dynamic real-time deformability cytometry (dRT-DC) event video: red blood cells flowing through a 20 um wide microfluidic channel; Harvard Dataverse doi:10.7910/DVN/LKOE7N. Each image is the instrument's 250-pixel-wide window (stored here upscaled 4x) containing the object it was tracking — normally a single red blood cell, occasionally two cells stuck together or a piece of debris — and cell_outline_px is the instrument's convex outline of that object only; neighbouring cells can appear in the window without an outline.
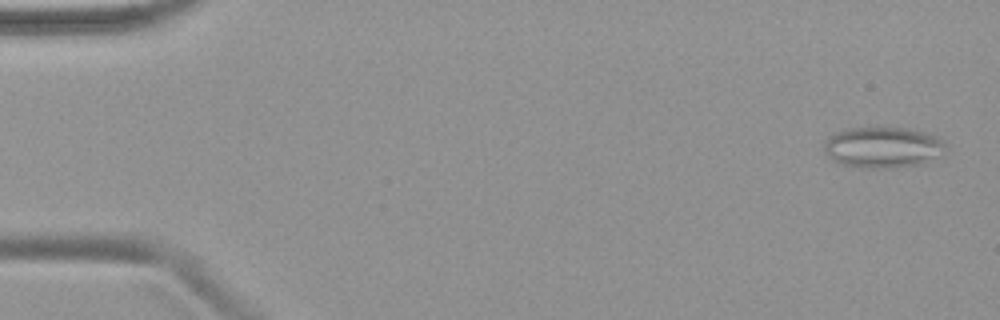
{"species": "common noctule bat (a hibernating species)", "species_latin": "Nyctalus noctula", "temperature_condition": "warm", "stored_images_in_passage": 49, "camera_frame_rate_fps": 3000, "um_per_image_px": 0.085, "animal": {"sex": "female", "body_mass_g": 19.9}, "frame": {"image": 1, "passage_image": 2, "time_ms": 0.333, "image_size_px": [1000, 320], "cell_outline_px": [[948, 152], [940, 156], [920, 164], [892, 168], [856, 168], [840, 164], [832, 160], [824, 152], [824, 140], [828, 136], [836, 132], [848, 128], [876, 124], [908, 128], [924, 132], [936, 136], [944, 140], [948, 144]], "centroid_in_image_um": [75.05, 12.49], "position_along_channel_um": 9.9, "area_um2": 30.52}}
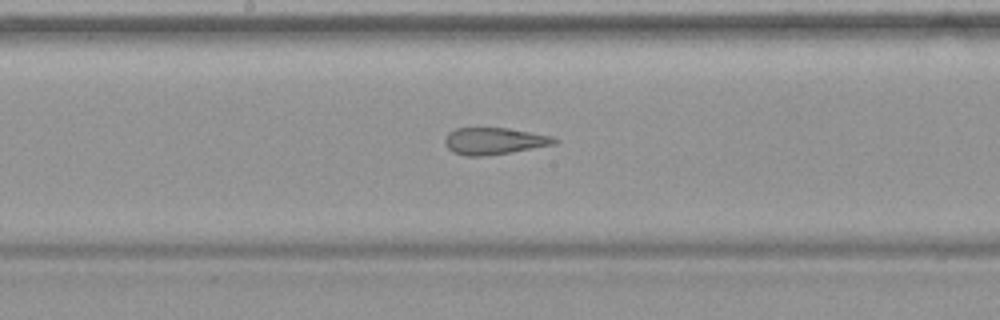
{"frame": {"image": 2, "passage_image": 26, "time_ms": 8.333, "image_size_px": [1000, 320], "cell_outline_px": [[560, 140], [556, 144], [512, 152], [484, 156], [464, 156], [452, 152], [444, 144], [444, 140], [448, 132], [456, 128], [508, 128], [552, 136]], "centroid_in_image_um": [41.99, 11.99], "position_along_channel_um": 206.2, "area_um2": 17.28}}
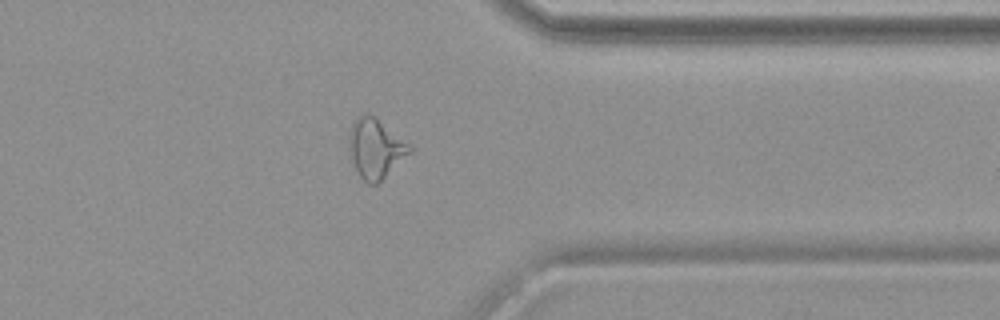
{"frame": {"image": 3, "passage_image": 39, "time_ms": 12.667, "image_size_px": [1000, 320], "cell_outline_px": [[416, 148], [412, 152], [376, 184], [368, 184], [360, 176], [352, 160], [348, 148], [348, 140], [352, 124], [356, 116], [360, 112], [364, 112], [372, 116], [412, 144]], "centroid_in_image_um": [31.94, 12.59], "position_along_channel_um": 379.5, "area_um2": 21.04}}